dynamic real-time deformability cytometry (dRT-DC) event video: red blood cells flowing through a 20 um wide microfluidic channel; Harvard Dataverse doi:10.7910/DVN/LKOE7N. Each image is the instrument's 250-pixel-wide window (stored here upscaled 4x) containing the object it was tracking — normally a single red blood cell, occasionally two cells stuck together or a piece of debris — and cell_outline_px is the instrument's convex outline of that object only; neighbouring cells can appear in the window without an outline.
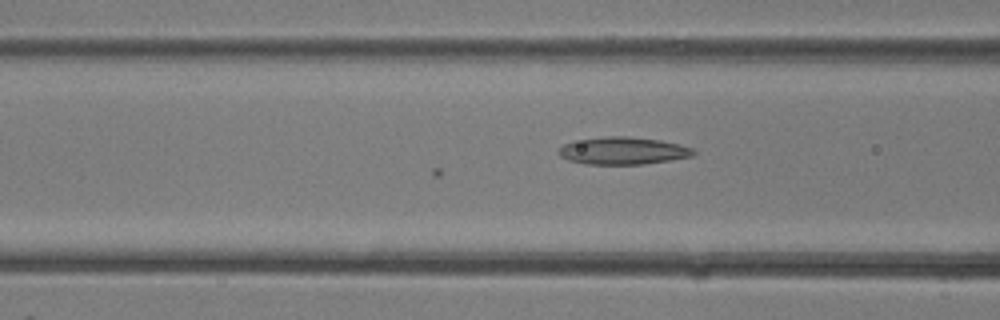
{"species": "common noctule bat (a hibernating species)", "species_latin": "Nyctalus noctula", "temperature_condition": "room temperature", "stored_images_in_passage": 24, "camera_frame_rate_fps": 3000, "um_per_image_px": 0.085, "animal": {"sex": "female"}, "frame": {"image": 1, "passage_image": 4, "time_ms": 1.0, "image_size_px": [1000, 320], "cell_outline_px": [[696, 152], [692, 156], [644, 164], [584, 164], [568, 160], [560, 156], [556, 152], [564, 144], [572, 140], [604, 136], [628, 136], [660, 140], [680, 144], [692, 148]], "centroid_in_image_um": [52.9, 12.8], "position_along_channel_um": 113.7, "area_um2": 21.68}}
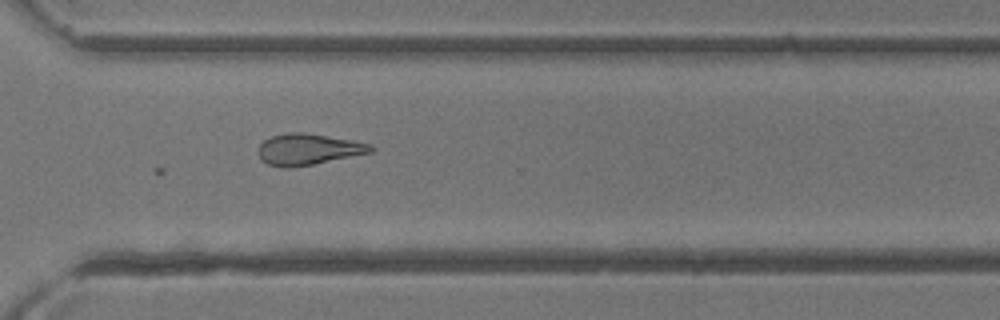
{"frame": {"image": 2, "passage_image": 15, "time_ms": 4.667, "image_size_px": [1000, 320], "cell_outline_px": [[376, 148], [372, 152], [312, 164], [288, 168], [280, 168], [268, 164], [260, 160], [260, 144], [264, 140], [272, 136], [288, 132], [304, 132], [352, 140], [372, 144]], "centroid_in_image_um": [26.21, 12.69], "position_along_channel_um": 344.4, "area_um2": 20.35}}
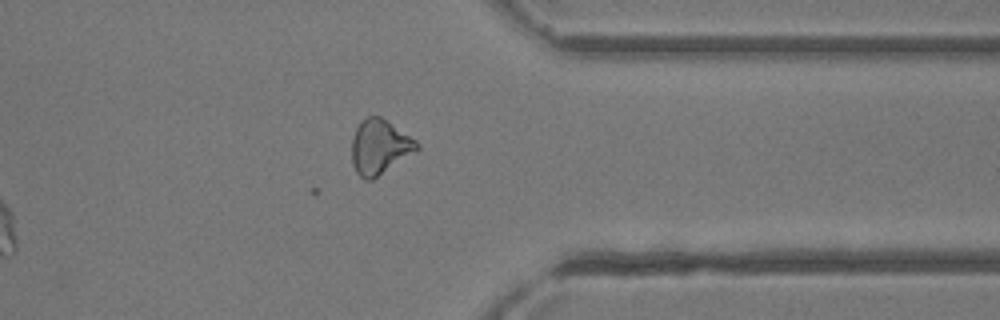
{"frame": {"image": 3, "passage_image": 17, "time_ms": 5.333, "image_size_px": [1000, 320], "cell_outline_px": [[420, 148], [416, 152], [372, 180], [364, 180], [356, 172], [352, 164], [352, 136], [360, 120], [368, 116], [380, 116], [416, 140], [420, 144]], "centroid_in_image_um": [32.26, 12.49], "position_along_channel_um": 379.1, "area_um2": 20.87}}